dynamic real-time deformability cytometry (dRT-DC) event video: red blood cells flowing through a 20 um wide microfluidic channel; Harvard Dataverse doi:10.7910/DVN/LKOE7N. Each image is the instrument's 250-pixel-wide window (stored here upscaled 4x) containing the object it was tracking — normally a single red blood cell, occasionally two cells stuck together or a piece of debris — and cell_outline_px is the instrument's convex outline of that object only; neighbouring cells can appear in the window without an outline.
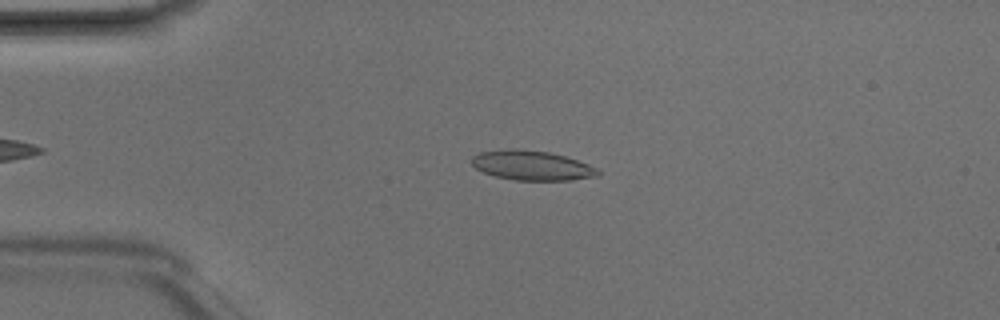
{"species": "Egyptian fruit bat (a non-hibernating species)", "species_latin": "Rousettus aegyptiacus", "temperature_condition": "room temperature", "stored_images_in_passage": 5, "camera_frame_rate_fps": 3000, "um_per_image_px": 0.085, "animal": {"sex": "male"}, "frame": {"image": 1, "passage_image": 2, "time_ms": 0.333, "image_size_px": [1000, 320], "cell_outline_px": [[600, 172], [596, 176], [572, 180], [516, 180], [496, 176], [484, 172], [476, 168], [472, 164], [472, 156], [480, 152], [508, 148], [516, 148], [548, 152], [564, 156], [600, 168]], "centroid_in_image_um": [45.21, 14.05], "position_along_channel_um": 39.8, "area_um2": 21.73}}
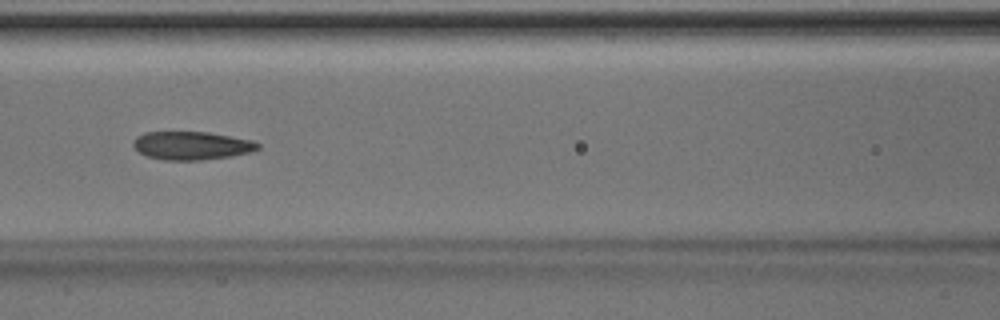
{"frame": {"image": 2, "passage_image": 5, "time_ms": 1.333, "image_size_px": [1000, 320], "cell_outline_px": [[260, 148], [252, 152], [232, 156], [200, 160], [164, 160], [148, 156], [140, 152], [132, 144], [136, 136], [144, 132], [208, 132], [252, 140], [260, 144]], "centroid_in_image_um": [16.31, 12.37], "position_along_channel_um": 150.3, "area_um2": 20.52}}